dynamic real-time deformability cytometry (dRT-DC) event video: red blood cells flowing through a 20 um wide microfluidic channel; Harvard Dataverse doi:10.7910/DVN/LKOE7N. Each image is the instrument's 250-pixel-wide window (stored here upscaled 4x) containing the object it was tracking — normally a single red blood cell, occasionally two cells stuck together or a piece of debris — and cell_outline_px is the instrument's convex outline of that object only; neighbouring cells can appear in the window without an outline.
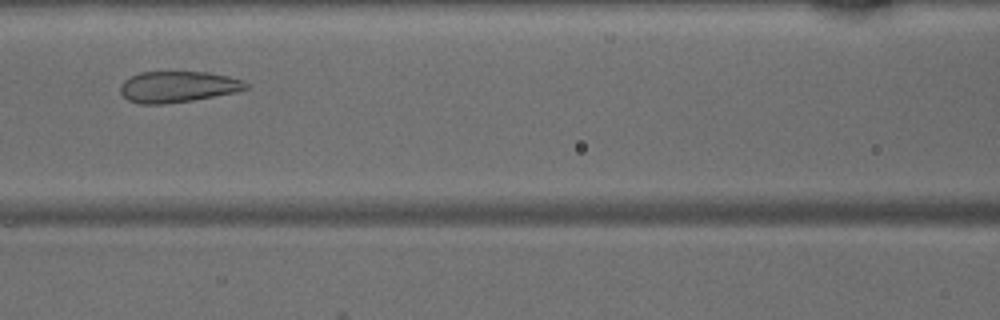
{"species": "common noctule bat (a hibernating species)", "species_latin": "Nyctalus noctula", "temperature_condition": "warm", "stored_images_in_passage": 34, "camera_frame_rate_fps": 3000, "um_per_image_px": 0.085, "animal": {"sex": "male", "body_mass_g": 15.6}, "frame": {"image": 1, "passage_image": 8, "time_ms": 2.333, "image_size_px": [1000, 320], "cell_outline_px": [[248, 88], [236, 92], [192, 100], [160, 104], [140, 104], [128, 100], [120, 92], [120, 84], [124, 80], [140, 72], [208, 72], [228, 76], [244, 80], [248, 84]], "centroid_in_image_um": [15.12, 7.37], "position_along_channel_um": 151.5, "area_um2": 22.72}}
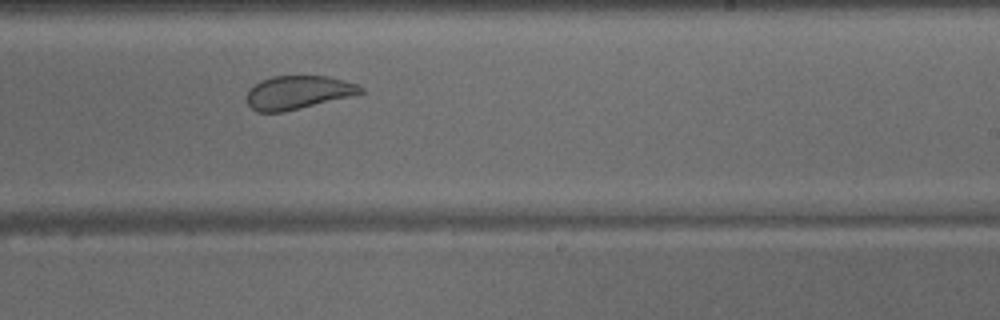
{"frame": {"image": 2, "passage_image": 16, "time_ms": 5.0, "image_size_px": [1000, 320], "cell_outline_px": [[364, 92], [356, 96], [284, 112], [256, 112], [248, 104], [248, 88], [260, 80], [272, 76], [328, 76], [356, 84], [364, 88]], "centroid_in_image_um": [25.36, 7.86], "position_along_channel_um": 263.6, "area_um2": 22.48}}
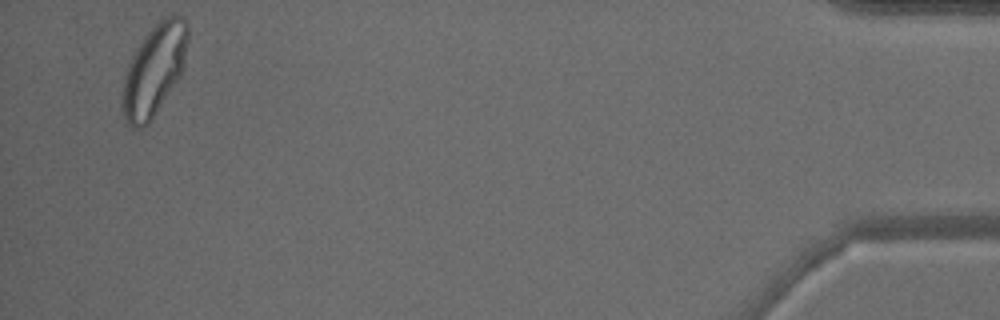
{"frame": {"image": 3, "passage_image": 33, "time_ms": 10.667, "image_size_px": [1000, 320], "cell_outline_px": [[188, 36], [184, 68], [180, 76], [148, 124], [144, 128], [132, 128], [128, 124], [124, 116], [120, 104], [120, 96], [124, 72], [136, 48], [144, 36], [164, 16], [176, 12], [188, 24]], "centroid_in_image_um": [13.08, 5.95], "position_along_channel_um": 422.1, "area_um2": 35.14}}